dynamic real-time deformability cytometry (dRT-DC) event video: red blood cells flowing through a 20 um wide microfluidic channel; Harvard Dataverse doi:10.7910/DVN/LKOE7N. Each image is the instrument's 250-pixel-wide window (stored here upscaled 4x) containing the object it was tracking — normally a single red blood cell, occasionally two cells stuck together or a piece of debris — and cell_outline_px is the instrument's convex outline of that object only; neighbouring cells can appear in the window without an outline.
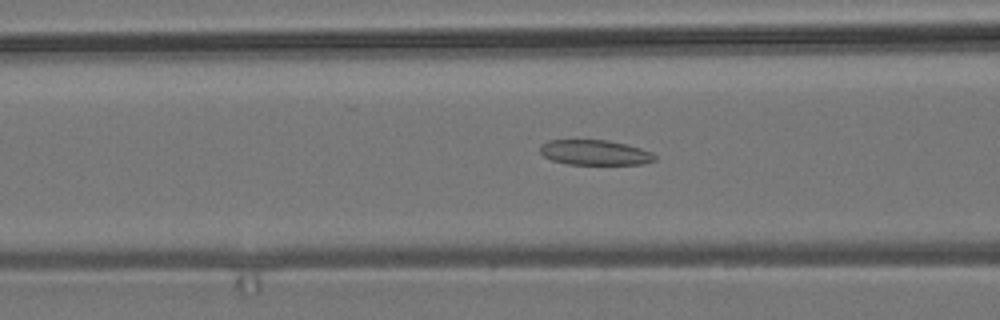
{"species": "common noctule bat (a hibernating species)", "species_latin": "Nyctalus noctula", "temperature_condition": "room temperature", "stored_images_in_passage": 50, "camera_frame_rate_fps": 3000, "um_per_image_px": 0.085, "animal": {"sex": "male", "body_mass_g": 19.2, "forearm_length_mm": 51.8}, "frame": {"image": 1, "passage_image": 17, "time_ms": 5.333, "image_size_px": [1000, 320], "cell_outline_px": [[656, 160], [644, 164], [568, 164], [552, 160], [544, 156], [540, 152], [540, 144], [548, 140], [608, 140], [640, 148], [652, 152], [656, 156]], "centroid_in_image_um": [50.56, 12.96], "position_along_channel_um": 116.0, "area_um2": 16.76}}
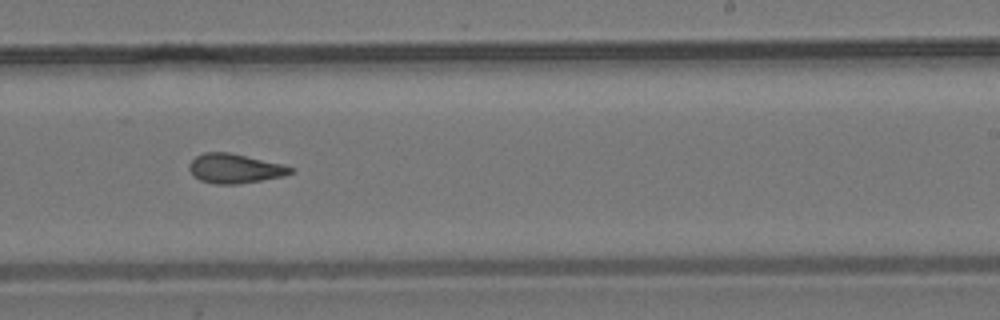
{"frame": {"image": 2, "passage_image": 29, "time_ms": 9.333, "image_size_px": [1000, 320], "cell_outline_px": [[296, 168], [292, 172], [284, 176], [236, 184], [216, 184], [200, 180], [192, 176], [188, 168], [188, 164], [196, 156], [204, 152], [228, 152], [280, 164]], "centroid_in_image_um": [19.91, 14.32], "position_along_channel_um": 269.1, "area_um2": 17.22}}
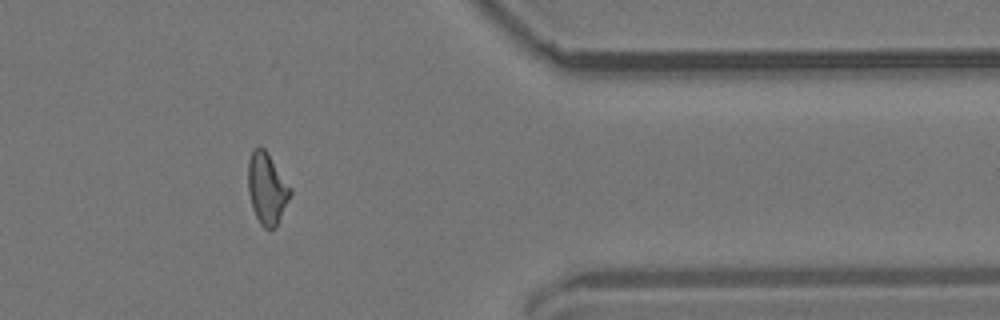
{"frame": {"image": 3, "passage_image": 40, "time_ms": 13.0, "image_size_px": [1000, 320], "cell_outline_px": [[292, 192], [276, 228], [268, 232], [260, 224], [252, 208], [248, 192], [248, 160], [252, 152], [256, 148], [264, 148], [268, 152], [292, 188]], "centroid_in_image_um": [22.7, 16.06], "position_along_channel_um": 388.7, "area_um2": 17.8}, "authors_computed_cell_mechanics": {"area_um2": 17.5712, "velocity_mm_per_s": 3.8188, "shape_relaxation_time_tau1_ms": null, "shape_relaxation_time_tau2_ms": 2.8945, "deformation_change_tau1": null, "deformation_change_tau2": 0.1173}}